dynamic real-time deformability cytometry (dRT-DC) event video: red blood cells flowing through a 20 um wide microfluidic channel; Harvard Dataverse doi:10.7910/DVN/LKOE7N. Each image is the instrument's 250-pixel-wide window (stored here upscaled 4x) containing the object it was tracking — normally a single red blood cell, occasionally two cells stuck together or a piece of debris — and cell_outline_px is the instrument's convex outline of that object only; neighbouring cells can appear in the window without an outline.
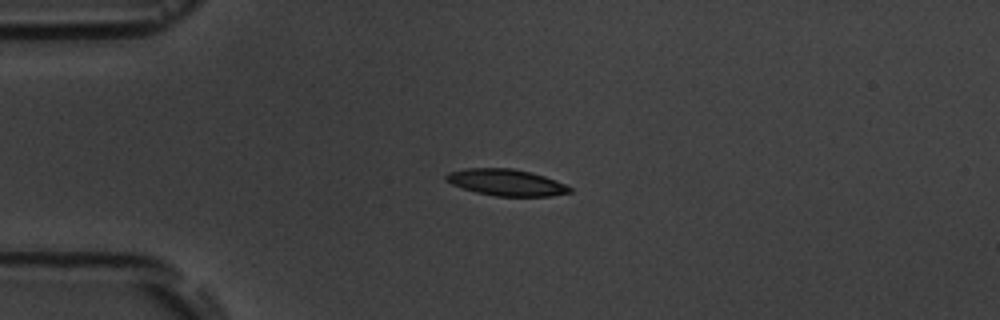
{"species": "common noctule bat (a hibernating species)", "species_latin": "Nyctalus noctula", "temperature_condition": "room temperature", "stored_images_in_passage": 4, "camera_frame_rate_fps": 3000, "um_per_image_px": 0.085, "animal": {"sex": "male", "body_mass_g": 19.5, "forearm_length_mm": 54.6}, "frame": {"image": 1, "passage_image": 3, "time_ms": 3.0, "image_size_px": [1000, 320], "cell_outline_px": [[572, 192], [552, 196], [496, 196], [476, 192], [452, 184], [444, 180], [444, 176], [448, 172], [464, 168], [512, 168], [544, 176], [556, 180], [572, 188]], "centroid_in_image_um": [43.01, 15.5], "position_along_channel_um": 42.0, "area_um2": 19.07}}